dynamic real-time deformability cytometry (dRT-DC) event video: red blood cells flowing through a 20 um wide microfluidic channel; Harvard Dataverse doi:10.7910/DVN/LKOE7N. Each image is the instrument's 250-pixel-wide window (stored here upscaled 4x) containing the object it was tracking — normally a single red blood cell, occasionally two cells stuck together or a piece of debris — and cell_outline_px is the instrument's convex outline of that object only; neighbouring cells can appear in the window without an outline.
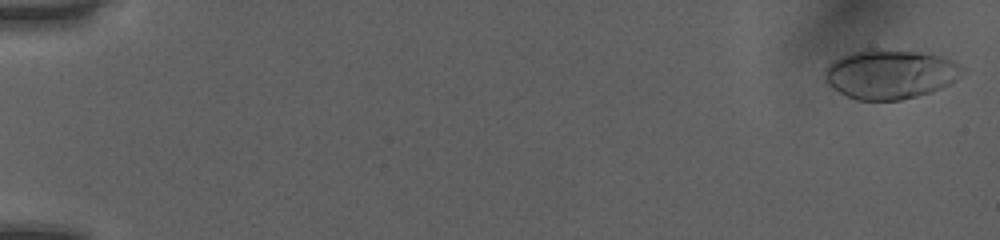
{"species": "human", "species_latin": "Homo sapiens", "temperature_condition": "room temperature", "stored_images_in_passage": 52, "camera_frame_rate_fps": 3000, "um_per_image_px": 0.085, "donor": {"sex": "female"}, "frame": {"image": 1, "passage_image": 1, "time_ms": 0.0, "image_size_px": [1000, 240], "cell_outline_px": [[968, 68], [952, 84], [932, 92], [900, 100], [856, 100], [832, 88], [824, 80], [824, 72], [828, 64], [852, 52], [876, 48], [916, 52], [940, 56], [956, 60]], "centroid_in_image_um": [75.73, 6.31], "position_along_channel_um": 9.3, "area_um2": 39.88}}
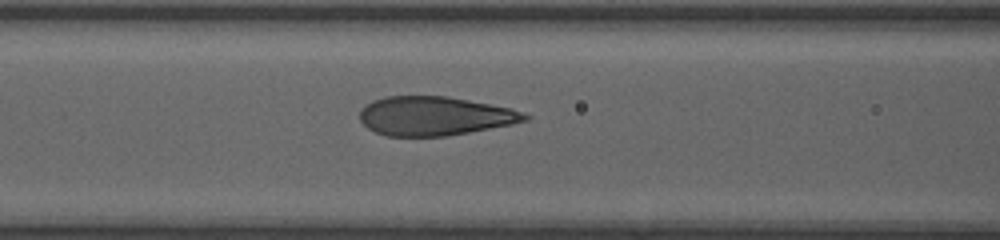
{"frame": {"image": 2, "passage_image": 23, "time_ms": 7.333, "image_size_px": [1000, 240], "cell_outline_px": [[532, 116], [528, 120], [512, 124], [448, 136], [384, 136], [368, 128], [360, 120], [360, 108], [372, 100], [388, 96], [444, 96], [468, 100], [512, 108]], "centroid_in_image_um": [36.94, 9.86], "position_along_channel_um": 129.7, "area_um2": 37.51}}
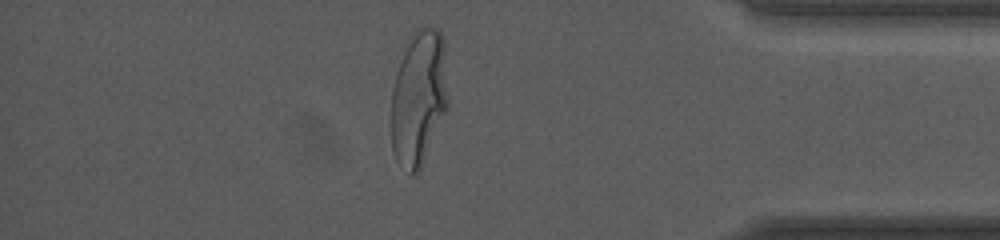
{"frame": {"image": 3, "passage_image": 45, "time_ms": 14.667, "image_size_px": [1000, 240], "cell_outline_px": [[448, 100], [444, 112], [420, 168], [416, 172], [408, 172], [396, 160], [392, 148], [392, 88], [396, 72], [400, 60], [412, 32], [416, 28], [428, 24], [436, 28], [440, 32], [444, 40]], "centroid_in_image_um": [35.59, 8.21], "position_along_channel_um": 399.6, "area_um2": 44.27}}